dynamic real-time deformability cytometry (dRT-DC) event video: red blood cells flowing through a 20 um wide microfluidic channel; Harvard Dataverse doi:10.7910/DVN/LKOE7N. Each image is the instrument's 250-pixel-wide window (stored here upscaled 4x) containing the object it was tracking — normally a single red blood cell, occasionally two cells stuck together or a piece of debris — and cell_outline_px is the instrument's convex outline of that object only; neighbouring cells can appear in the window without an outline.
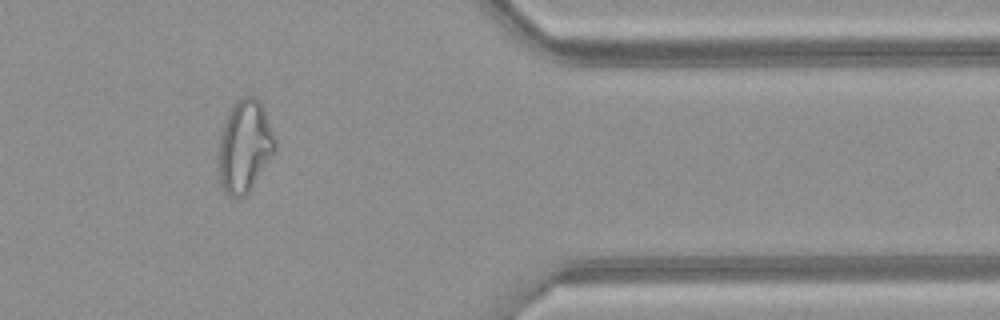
{"species": "common noctule bat (a hibernating species)", "species_latin": "Nyctalus noctula", "temperature_condition": "warm", "stored_images_in_passage": 31, "camera_frame_rate_fps": 3000, "um_per_image_px": 0.085, "animal": {"sex": "female", "body_mass_g": 21.9}, "frame": {"image": 1, "passage_image": 27, "time_ms": 8.667, "image_size_px": [1000, 320], "cell_outline_px": [[276, 152], [248, 196], [240, 200], [236, 200], [228, 196], [220, 180], [216, 168], [216, 156], [220, 132], [224, 120], [232, 104], [236, 100], [244, 96], [252, 96], [260, 104], [264, 112], [276, 140]], "centroid_in_image_um": [20.75, 12.54], "position_along_channel_um": 390.6, "area_um2": 31.5}, "authors_computed_cell_mechanics": {"area_um2": 25.6632, "velocity_mm_per_s": 4.1683, "shape_relaxation_time_tau1_ms": null, "shape_relaxation_time_tau2_ms": 1.645, "deformation_change_tau1": null, "deformation_change_tau2": 0.1042}}